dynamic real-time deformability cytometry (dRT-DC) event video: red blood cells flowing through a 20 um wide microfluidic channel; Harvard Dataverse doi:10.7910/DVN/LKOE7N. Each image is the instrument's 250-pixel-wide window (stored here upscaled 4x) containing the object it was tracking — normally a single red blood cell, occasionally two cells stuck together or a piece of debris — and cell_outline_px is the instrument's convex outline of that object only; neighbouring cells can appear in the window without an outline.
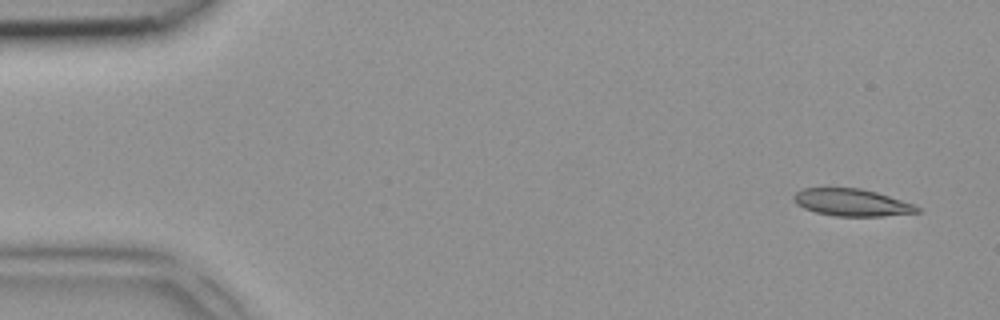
{"species": "common noctule bat (a hibernating species)", "species_latin": "Nyctalus noctula", "temperature_condition": "room temperature", "stored_images_in_passage": 4, "camera_frame_rate_fps": 3000, "um_per_image_px": 0.085, "animal": {"sex": "female", "body_mass_g": 18.4}, "frame": {"image": 1, "passage_image": 1, "time_ms": 0.0, "image_size_px": [1000, 320], "cell_outline_px": [[924, 212], [884, 216], [836, 216], [816, 212], [804, 208], [796, 204], [792, 196], [796, 192], [804, 188], [860, 188], [876, 192], [912, 204], [920, 208]], "centroid_in_image_um": [72.4, 17.22], "position_along_channel_um": 12.6, "area_um2": 19.48}}
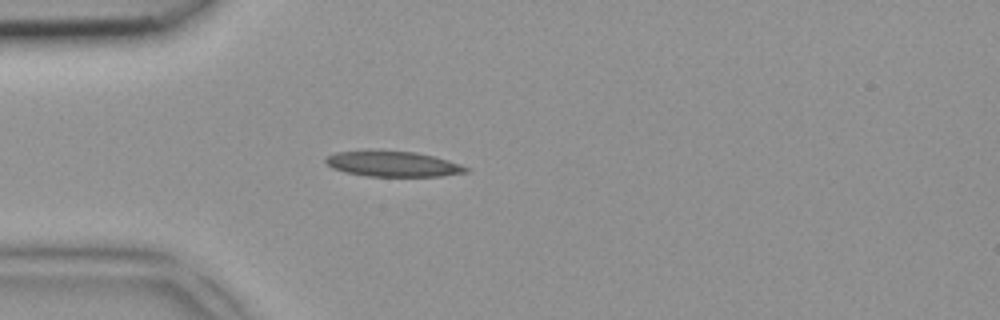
{"frame": {"image": 2, "passage_image": 4, "time_ms": 1.0, "image_size_px": [1000, 320], "cell_outline_px": [[472, 168], [468, 172], [440, 176], [368, 176], [344, 172], [332, 168], [324, 160], [328, 156], [336, 152], [416, 152], [448, 160]], "centroid_in_image_um": [33.46, 13.96], "position_along_channel_um": 51.5, "area_um2": 20.23}}